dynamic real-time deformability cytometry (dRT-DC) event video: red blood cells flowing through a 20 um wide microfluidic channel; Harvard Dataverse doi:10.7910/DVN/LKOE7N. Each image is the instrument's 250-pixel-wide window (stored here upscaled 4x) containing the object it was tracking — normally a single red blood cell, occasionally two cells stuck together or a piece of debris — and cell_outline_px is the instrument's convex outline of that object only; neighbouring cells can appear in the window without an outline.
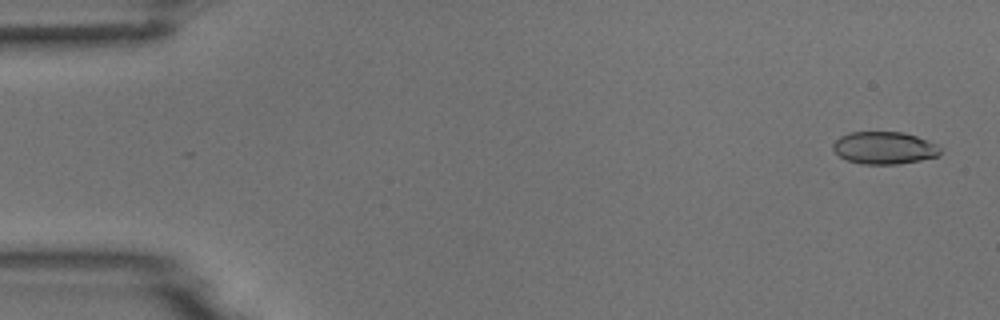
{"species": "common noctule bat (a hibernating species)", "species_latin": "Nyctalus noctula", "temperature_condition": "room temperature", "stored_images_in_passage": 51, "camera_frame_rate_fps": 3000, "um_per_image_px": 0.085, "animal": {"sex": "male", "body_mass_g": 18.8}, "frame": {"image": 1, "passage_image": 2, "time_ms": 0.333, "image_size_px": [1000, 320], "cell_outline_px": [[940, 152], [936, 156], [920, 160], [896, 164], [860, 164], [848, 160], [840, 156], [832, 148], [832, 144], [840, 136], [848, 132], [904, 132], [928, 140], [936, 144], [940, 148]], "centroid_in_image_um": [75.14, 12.56], "position_along_channel_um": 9.9, "area_um2": 20.17}}
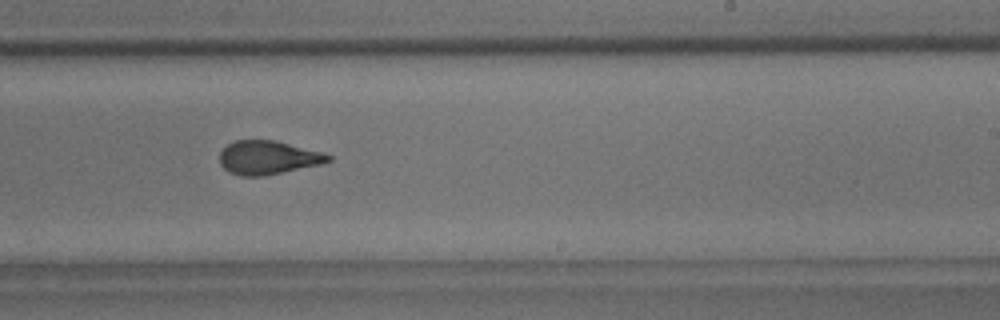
{"frame": {"image": 2, "passage_image": 31, "time_ms": 10.0, "image_size_px": [1000, 320], "cell_outline_px": [[332, 160], [320, 164], [264, 176], [240, 176], [228, 172], [220, 164], [220, 152], [228, 144], [236, 140], [276, 140], [320, 152], [332, 156]], "centroid_in_image_um": [22.75, 13.4], "position_along_channel_um": 266.3, "area_um2": 21.15}}
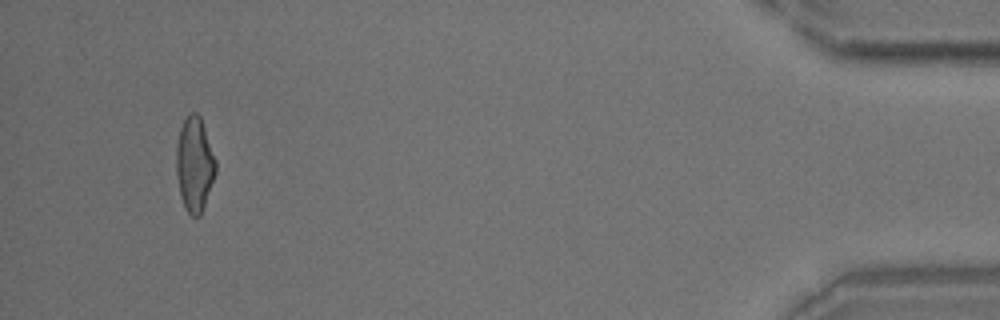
{"frame": {"image": 3, "passage_image": 48, "time_ms": 15.667, "image_size_px": [1000, 320], "cell_outline_px": [[216, 172], [200, 216], [192, 216], [184, 208], [180, 196], [176, 172], [176, 144], [180, 128], [188, 112], [196, 112], [200, 116], [216, 160]], "centroid_in_image_um": [16.52, 13.95], "position_along_channel_um": 418.7, "area_um2": 21.73}}